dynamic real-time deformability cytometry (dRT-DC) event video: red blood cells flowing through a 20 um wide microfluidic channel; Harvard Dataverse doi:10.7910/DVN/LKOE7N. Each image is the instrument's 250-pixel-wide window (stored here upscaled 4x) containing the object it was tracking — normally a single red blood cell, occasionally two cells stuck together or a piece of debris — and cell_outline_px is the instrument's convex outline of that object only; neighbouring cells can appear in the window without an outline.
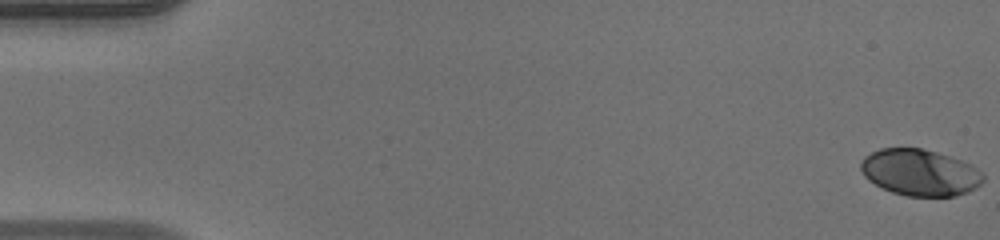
{"species": "human", "species_latin": "Homo sapiens", "temperature_condition": "warm", "stored_images_in_passage": 52, "camera_frame_rate_fps": 3000, "um_per_image_px": 0.085, "donor": {"sex": "male"}, "frame": {"image": 1, "passage_image": 1, "time_ms": 0.0, "image_size_px": [1000, 240], "cell_outline_px": [[984, 180], [976, 188], [968, 192], [956, 196], [908, 196], [892, 192], [868, 180], [864, 176], [860, 168], [860, 164], [864, 156], [880, 148], [920, 148], [936, 152], [960, 160], [976, 168], [984, 176]], "centroid_in_image_um": [78.18, 14.67], "position_along_channel_um": 6.8, "area_um2": 32.95}}
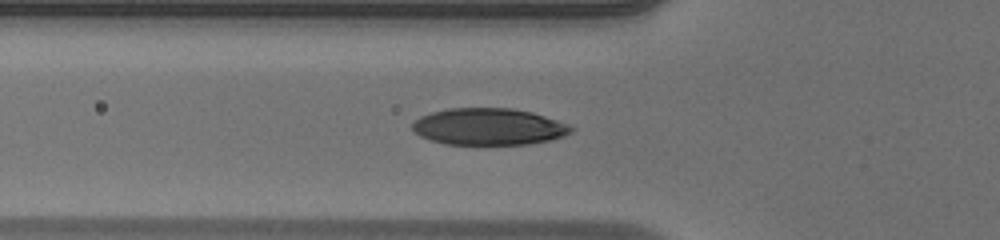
{"frame": {"image": 2, "passage_image": 19, "time_ms": 6.0, "image_size_px": [1000, 240], "cell_outline_px": [[576, 128], [572, 132], [564, 136], [548, 140], [528, 144], [444, 144], [420, 136], [412, 128], [412, 124], [420, 116], [432, 112], [448, 108], [512, 108], [532, 112], [568, 124]], "centroid_in_image_um": [41.55, 10.76], "position_along_channel_um": 84.2, "area_um2": 33.93}}
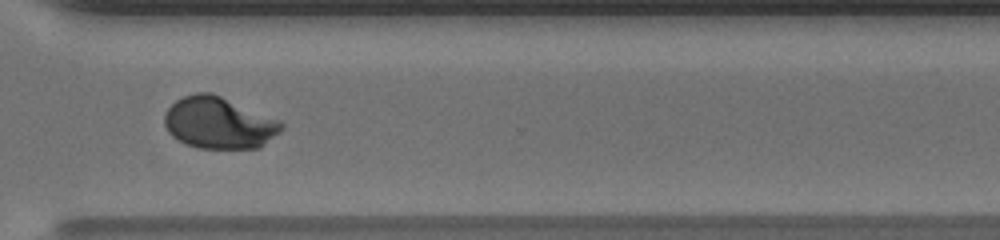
{"frame": {"image": 3, "passage_image": 39, "time_ms": 12.667, "image_size_px": [1000, 240], "cell_outline_px": [[284, 128], [280, 132], [260, 148], [200, 148], [188, 144], [172, 136], [168, 132], [164, 124], [164, 116], [168, 108], [176, 100], [184, 96], [196, 92], [212, 92], [280, 120], [284, 124]], "centroid_in_image_um": [18.62, 10.43], "position_along_channel_um": 352.0, "area_um2": 35.26}, "authors_computed_cell_mechanics": {"area_um2": 34.2465, "velocity_mm_per_s": 3.9961, "shape_relaxation_time_tau1_ms": 3.1709, "shape_relaxation_time_tau2_ms": null, "deformation_change_tau1": 0.1816, "deformation_change_tau2": null}}